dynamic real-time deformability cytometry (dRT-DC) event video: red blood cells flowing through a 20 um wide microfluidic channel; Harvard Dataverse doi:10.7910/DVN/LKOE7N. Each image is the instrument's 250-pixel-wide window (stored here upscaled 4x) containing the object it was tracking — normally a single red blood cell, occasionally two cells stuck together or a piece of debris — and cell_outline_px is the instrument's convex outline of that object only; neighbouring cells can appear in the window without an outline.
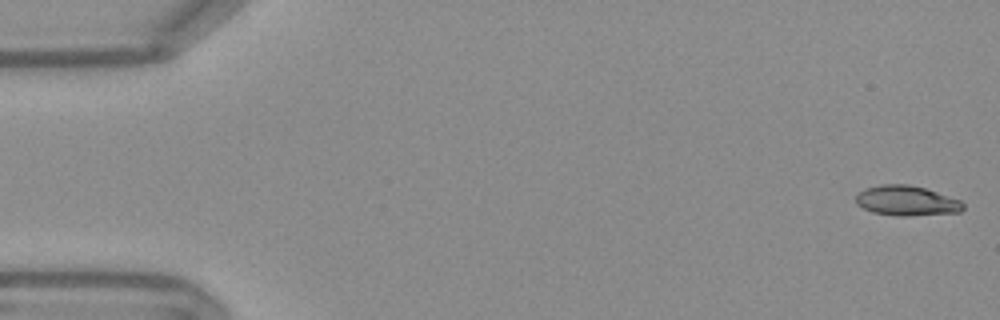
{"species": "Egyptian fruit bat (a non-hibernating species)", "species_latin": "Rousettus aegyptiacus", "temperature_condition": "warm", "stored_images_in_passage": 53, "camera_frame_rate_fps": 3000, "um_per_image_px": 0.085, "frame": {"image": 1, "passage_image": 1, "time_ms": 0.0, "image_size_px": [1000, 320], "cell_outline_px": [[964, 208], [960, 212], [908, 216], [896, 216], [872, 212], [856, 204], [856, 196], [864, 188], [880, 184], [908, 184], [924, 188], [960, 200], [964, 204]], "centroid_in_image_um": [77.04, 17.06], "position_along_channel_um": 8.0, "area_um2": 18.73}}
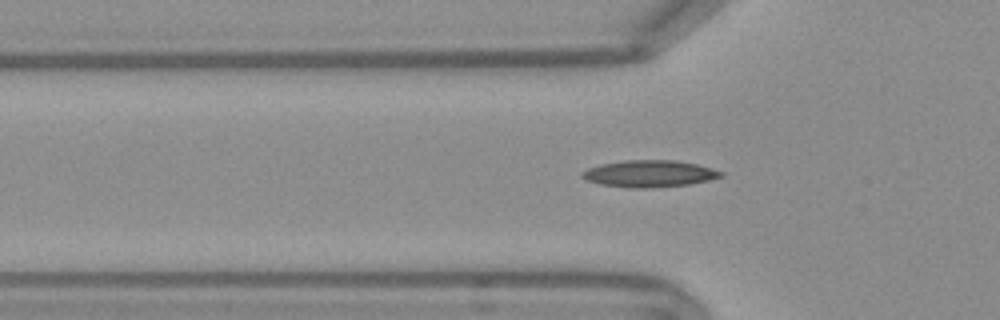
{"frame": {"image": 2, "passage_image": 17, "time_ms": 5.333, "image_size_px": [1000, 320], "cell_outline_px": [[724, 176], [708, 180], [688, 184], [648, 188], [632, 188], [600, 184], [588, 180], [580, 176], [580, 172], [588, 168], [600, 164], [624, 160], [676, 160], [696, 164], [712, 168], [724, 172]], "centroid_in_image_um": [55.19, 14.75], "position_along_channel_um": 70.6, "area_um2": 21.68}}
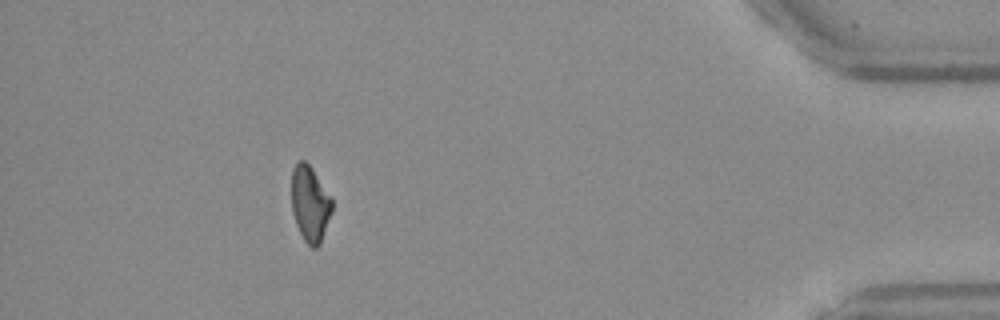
{"frame": {"image": 3, "passage_image": 48, "time_ms": 15.667, "image_size_px": [1000, 320], "cell_outline_px": [[332, 212], [320, 244], [316, 248], [312, 248], [304, 240], [296, 224], [292, 212], [292, 168], [296, 160], [304, 160], [312, 168], [332, 200]], "centroid_in_image_um": [26.34, 17.31], "position_along_channel_um": 408.9, "area_um2": 17.8}, "authors_computed_cell_mechanics": {"area_um2": 18.8428, "velocity_mm_per_s": 3.7997, "shape_relaxation_time_tau1_ms": 8.5773, "shape_relaxation_time_tau2_ms": 2.9945, "deformation_change_tau1": 0.2118, "deformation_change_tau2": 0.1091}}